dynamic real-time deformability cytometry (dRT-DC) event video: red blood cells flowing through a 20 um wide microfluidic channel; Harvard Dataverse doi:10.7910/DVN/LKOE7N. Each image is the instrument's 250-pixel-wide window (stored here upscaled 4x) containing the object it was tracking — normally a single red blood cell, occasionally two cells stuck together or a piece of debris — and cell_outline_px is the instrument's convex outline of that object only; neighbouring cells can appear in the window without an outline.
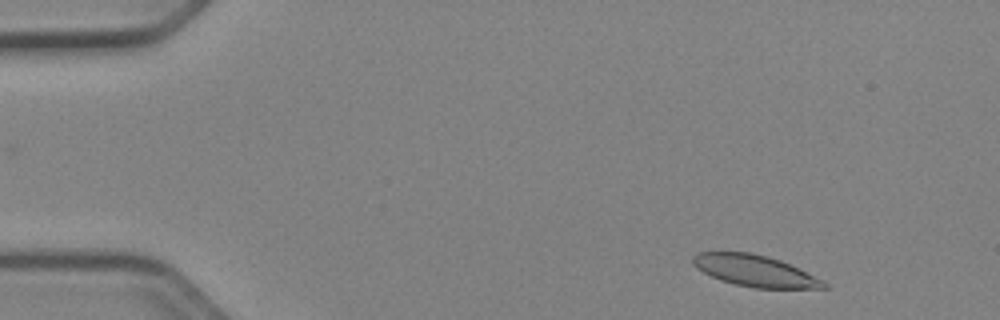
{"species": "Egyptian fruit bat (a non-hibernating species)", "species_latin": "Rousettus aegyptiacus", "temperature_condition": "cold", "stored_images_in_passage": 50, "camera_frame_rate_fps": 3000, "um_per_image_px": 0.085, "animal": {"sex": "female"}, "frame": {"image": 1, "passage_image": 4, "time_ms": 1.0, "image_size_px": [1000, 320], "cell_outline_px": [[828, 288], [752, 288], [720, 280], [696, 268], [692, 264], [692, 256], [700, 252], [752, 252], [768, 256], [780, 260], [824, 280], [828, 284]], "centroid_in_image_um": [64.17, 23.01], "position_along_channel_um": 20.8, "area_um2": 23.93}}
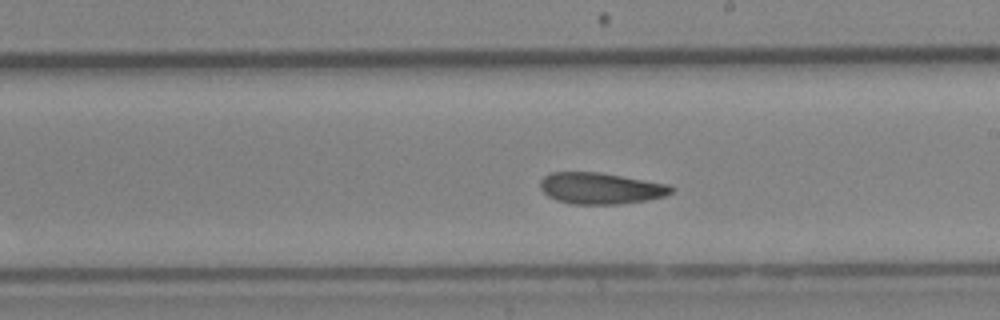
{"frame": {"image": 2, "passage_image": 28, "time_ms": 9.0, "image_size_px": [1000, 320], "cell_outline_px": [[676, 188], [672, 192], [664, 196], [648, 200], [620, 204], [572, 204], [556, 200], [548, 196], [540, 188], [540, 180], [548, 172], [600, 172], [668, 184]], "centroid_in_image_um": [51.05, 16.0], "position_along_channel_um": 238.0, "area_um2": 24.1}}
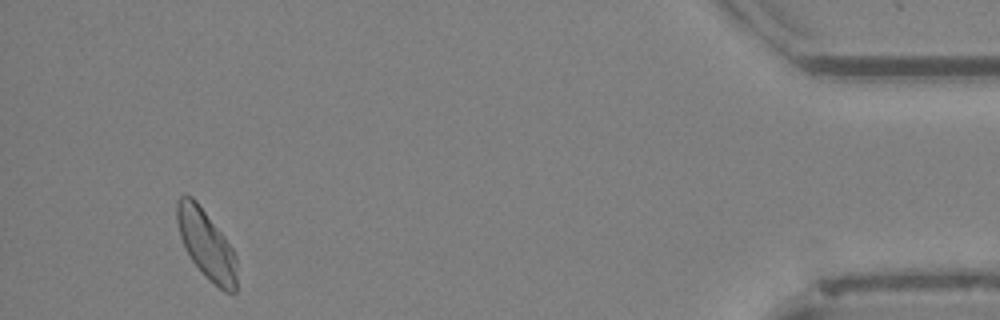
{"frame": {"image": 3, "passage_image": 47, "time_ms": 15.333, "image_size_px": [1000, 320], "cell_outline_px": [[236, 292], [224, 292], [204, 276], [192, 260], [184, 248], [180, 236], [176, 220], [176, 200], [180, 196], [192, 196], [196, 200], [224, 236], [232, 248], [236, 256]], "centroid_in_image_um": [17.52, 20.77], "position_along_channel_um": 417.7, "area_um2": 24.04}, "authors_computed_cell_mechanics": {"area_um2": 24.4783, "velocity_mm_per_s": 3.9157, "shape_relaxation_time_tau1_ms": 7.858, "shape_relaxation_time_tau2_ms": 5.1654, "deformation_change_tau1": 0.1307, "deformation_change_tau2": 0.1116}}